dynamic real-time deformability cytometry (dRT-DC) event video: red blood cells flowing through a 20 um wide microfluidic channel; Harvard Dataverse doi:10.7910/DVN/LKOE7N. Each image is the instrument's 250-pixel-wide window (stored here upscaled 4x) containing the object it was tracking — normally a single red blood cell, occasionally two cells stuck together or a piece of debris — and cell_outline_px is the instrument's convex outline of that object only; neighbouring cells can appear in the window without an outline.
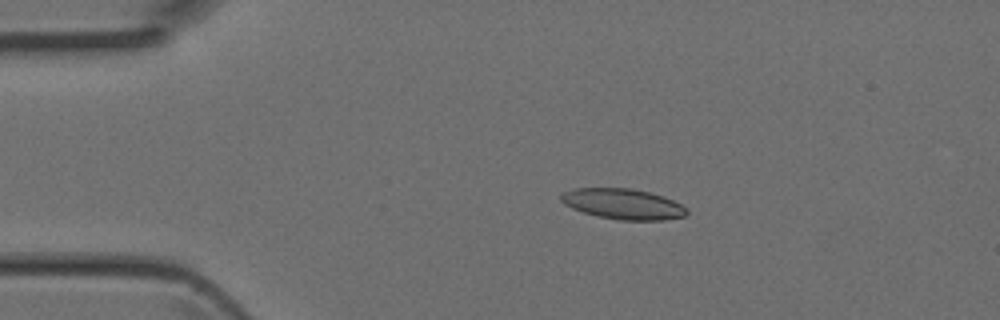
{"species": "Egyptian fruit bat (a non-hibernating species)", "species_latin": "Rousettus aegyptiacus", "temperature_condition": "room temperature", "stored_images_in_passage": 4, "camera_frame_rate_fps": 3000, "um_per_image_px": 0.085, "animal": {"sex": "female"}, "frame": {"image": 1, "passage_image": 3, "time_ms": 0.667, "image_size_px": [1000, 320], "cell_outline_px": [[688, 212], [684, 216], [664, 220], [620, 220], [596, 216], [572, 208], [564, 204], [560, 200], [560, 196], [564, 192], [576, 188], [632, 188], [664, 196], [688, 208]], "centroid_in_image_um": [52.96, 17.34], "position_along_channel_um": 32.0, "area_um2": 22.37}}